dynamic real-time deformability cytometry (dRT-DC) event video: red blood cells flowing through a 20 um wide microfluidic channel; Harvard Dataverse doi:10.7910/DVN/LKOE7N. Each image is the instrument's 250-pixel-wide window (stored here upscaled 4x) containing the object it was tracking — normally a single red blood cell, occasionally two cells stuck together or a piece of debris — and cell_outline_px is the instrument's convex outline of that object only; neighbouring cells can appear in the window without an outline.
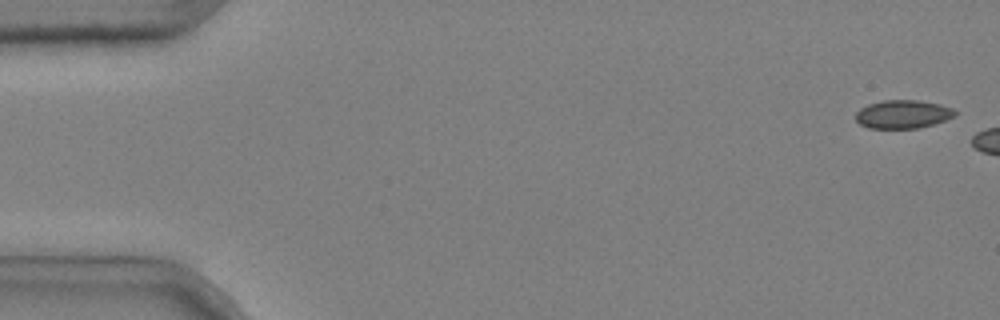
{"species": "common noctule bat (a hibernating species)", "species_latin": "Nyctalus noctula", "temperature_condition": "cold", "stored_images_in_passage": 3, "camera_frame_rate_fps": 3000, "um_per_image_px": 0.085, "animal": {"sex": "male", "body_mass_g": 20.4}, "frame": {"image": 1, "passage_image": 1, "time_ms": 0.0, "image_size_px": [1000, 320], "cell_outline_px": [[956, 116], [920, 128], [868, 128], [860, 124], [856, 120], [856, 112], [860, 108], [868, 104], [884, 100], [916, 100], [940, 104], [952, 108], [956, 112]], "centroid_in_image_um": [76.73, 9.71], "position_along_channel_um": 8.3, "area_um2": 16.36}}